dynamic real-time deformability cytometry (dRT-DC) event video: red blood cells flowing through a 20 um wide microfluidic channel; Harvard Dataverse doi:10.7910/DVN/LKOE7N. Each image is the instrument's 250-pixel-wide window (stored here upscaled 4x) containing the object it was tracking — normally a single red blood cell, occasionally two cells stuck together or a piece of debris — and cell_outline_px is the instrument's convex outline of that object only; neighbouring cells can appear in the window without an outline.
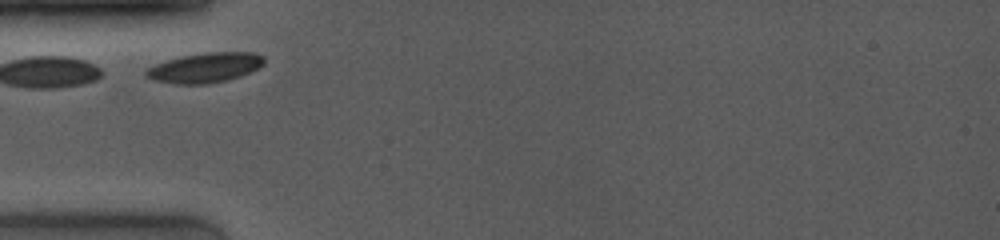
{"species": "common noctule bat (a hibernating species)", "species_latin": "Nyctalus noctula", "temperature_condition": "room temperature", "stored_images_in_passage": 37, "camera_frame_rate_fps": 4000, "um_per_image_px": 0.085, "animal": {"sex": "female", "body_mass_g": 19.0, "forearm_length_mm": 53.3}, "frame": {"image": 1, "passage_image": 1, "time_ms": 0.0, "image_size_px": [1000, 240], "cell_outline_px": [[264, 64], [240, 76], [208, 84], [176, 84], [156, 80], [144, 76], [144, 72], [148, 68], [156, 64], [180, 56], [204, 52], [256, 52], [264, 56]], "centroid_in_image_um": [17.42, 5.74], "position_along_channel_um": 67.6, "area_um2": 20.4}}
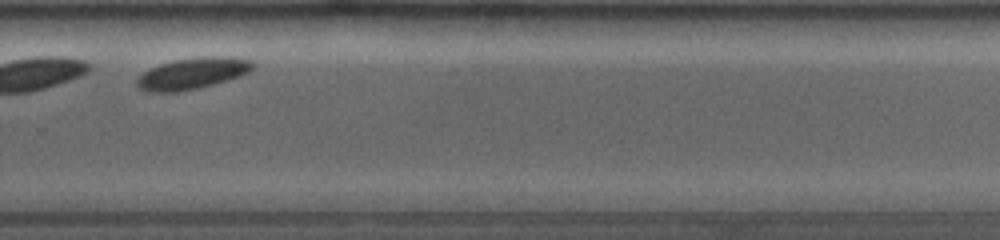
{"frame": {"image": 2, "passage_image": 27, "time_ms": 6.5, "image_size_px": [1000, 240], "cell_outline_px": [[256, 64], [248, 72], [240, 76], [212, 84], [196, 88], [176, 92], [148, 92], [140, 88], [136, 84], [136, 80], [144, 72], [160, 64], [176, 60], [208, 56], [228, 56], [252, 60]], "centroid_in_image_um": [16.38, 6.23], "position_along_channel_um": 313.4, "area_um2": 20.87}}
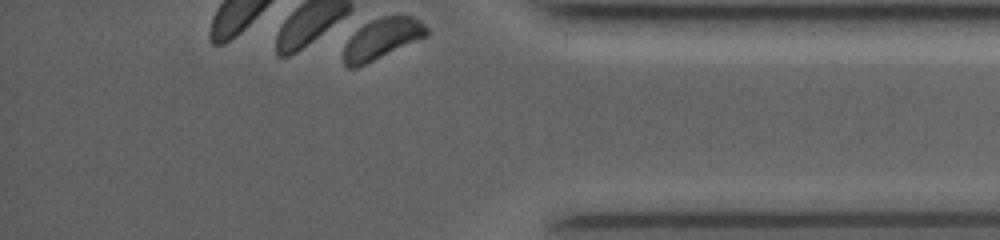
{"frame": {"image": 3, "passage_image": 37, "time_ms": 9.0, "image_size_px": [1000, 240], "cell_outline_px": [[428, 36], [356, 68], [348, 68], [344, 64], [344, 48], [348, 40], [364, 24], [372, 20], [384, 16], [412, 16], [420, 20], [428, 28]], "centroid_in_image_um": [32.5, 3.3], "position_along_channel_um": 402.7, "area_um2": 19.42}, "authors_computed_cell_mechanics": {"area_um2": 20.8658, "velocity_mm_per_s": 3.7941, "shape_relaxation_time_tau1_ms": 1.1049, "shape_relaxation_time_tau2_ms": null, "deformation_change_tau1": 0.0442, "deformation_change_tau2": null}}